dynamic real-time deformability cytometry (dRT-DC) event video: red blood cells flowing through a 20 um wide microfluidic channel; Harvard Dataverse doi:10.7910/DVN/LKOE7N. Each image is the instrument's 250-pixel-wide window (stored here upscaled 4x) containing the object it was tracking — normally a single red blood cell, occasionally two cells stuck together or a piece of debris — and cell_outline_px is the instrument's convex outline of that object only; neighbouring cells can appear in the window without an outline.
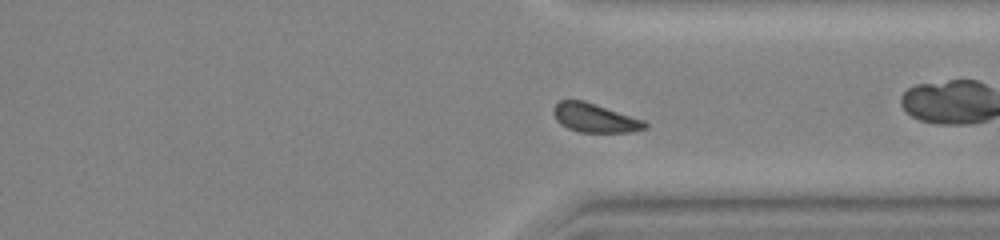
{"species": "common noctule bat (a hibernating species)", "species_latin": "Nyctalus noctula", "temperature_condition": "warm", "stored_images_in_passage": 54, "segment_of_instrument_passage": [1, 2], "camera_frame_rate_fps": 3000, "um_per_image_px": 0.085, "animal": {"sex": "female", "body_mass_g": 23.0, "forearm_length_mm": 53.4}, "frame": {"image": 1, "passage_image": 39, "time_ms": 12.667, "image_size_px": [1000, 240], "cell_outline_px": [[648, 128], [632, 132], [580, 132], [568, 128], [560, 124], [556, 120], [552, 112], [552, 108], [560, 100], [584, 100], [644, 120], [648, 124]], "centroid_in_image_um": [50.55, 10.02], "position_along_channel_um": 360.8, "area_um2": 15.49}}